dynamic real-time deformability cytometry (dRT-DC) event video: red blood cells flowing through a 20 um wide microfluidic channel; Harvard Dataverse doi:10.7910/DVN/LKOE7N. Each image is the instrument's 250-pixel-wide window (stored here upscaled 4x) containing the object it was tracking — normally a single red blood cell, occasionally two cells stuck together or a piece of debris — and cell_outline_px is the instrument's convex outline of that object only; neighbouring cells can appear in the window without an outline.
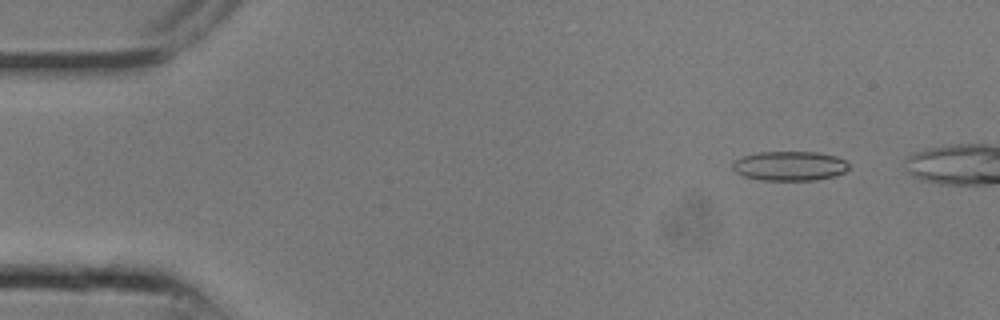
{"species": "common noctule bat (a hibernating species)", "species_latin": "Nyctalus noctula", "temperature_condition": "room temperature", "stored_images_in_passage": 9, "camera_frame_rate_fps": 3000, "um_per_image_px": 0.085, "animal": {"sex": "male", "body_mass_g": 13.3}, "frame": {"image": 1, "passage_image": 3, "time_ms": 0.667, "image_size_px": [1000, 320], "cell_outline_px": [[848, 168], [844, 172], [836, 176], [816, 180], [760, 180], [744, 176], [736, 172], [732, 168], [732, 160], [744, 156], [760, 152], [816, 152], [836, 156], [844, 160], [848, 164]], "centroid_in_image_um": [67.11, 14.11], "position_along_channel_um": 17.9, "area_um2": 20.0}}
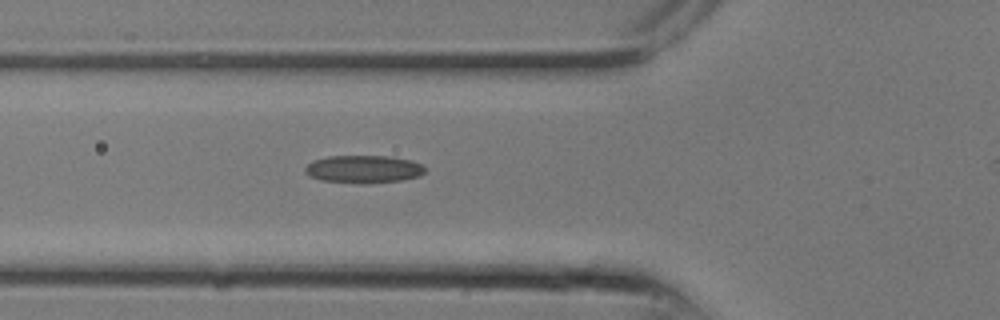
{"frame": {"image": 2, "passage_image": 9, "time_ms": 2.667, "image_size_px": [1000, 320], "cell_outline_px": [[424, 172], [420, 176], [400, 180], [368, 184], [364, 184], [320, 180], [308, 176], [304, 172], [304, 168], [312, 160], [328, 156], [392, 156], [412, 160], [420, 164], [424, 168]], "centroid_in_image_um": [30.86, 14.38], "position_along_channel_um": 94.9, "area_um2": 19.59}}